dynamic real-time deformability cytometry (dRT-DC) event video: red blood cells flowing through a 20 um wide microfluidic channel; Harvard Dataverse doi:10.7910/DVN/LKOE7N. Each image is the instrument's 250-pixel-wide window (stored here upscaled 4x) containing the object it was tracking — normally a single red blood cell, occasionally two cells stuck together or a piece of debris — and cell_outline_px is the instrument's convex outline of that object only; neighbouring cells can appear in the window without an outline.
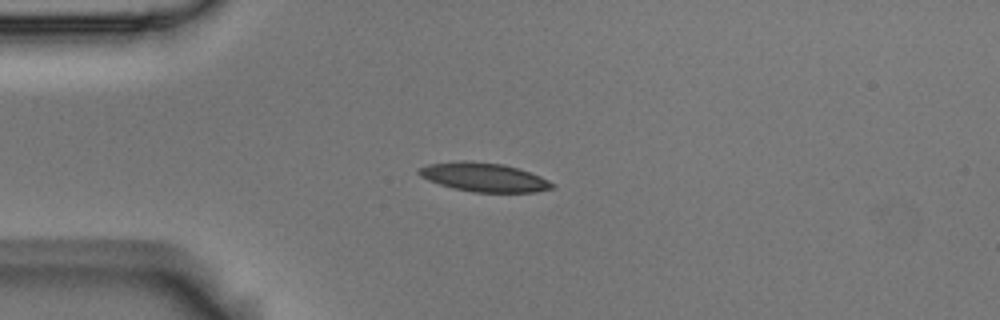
{"species": "Egyptian fruit bat (a non-hibernating species)", "species_latin": "Rousettus aegyptiacus", "temperature_condition": "room temperature", "stored_images_in_passage": 4, "camera_frame_rate_fps": 3000, "um_per_image_px": 0.085, "animal": {"sex": "male"}, "frame": {"image": 1, "passage_image": 3, "time_ms": 0.667, "image_size_px": [1000, 320], "cell_outline_px": [[556, 188], [536, 192], [472, 192], [452, 188], [428, 180], [420, 176], [416, 172], [420, 168], [428, 164], [460, 160], [464, 160], [504, 164], [540, 176], [556, 184]], "centroid_in_image_um": [41.14, 15.07], "position_along_channel_um": 43.9, "area_um2": 22.48}}